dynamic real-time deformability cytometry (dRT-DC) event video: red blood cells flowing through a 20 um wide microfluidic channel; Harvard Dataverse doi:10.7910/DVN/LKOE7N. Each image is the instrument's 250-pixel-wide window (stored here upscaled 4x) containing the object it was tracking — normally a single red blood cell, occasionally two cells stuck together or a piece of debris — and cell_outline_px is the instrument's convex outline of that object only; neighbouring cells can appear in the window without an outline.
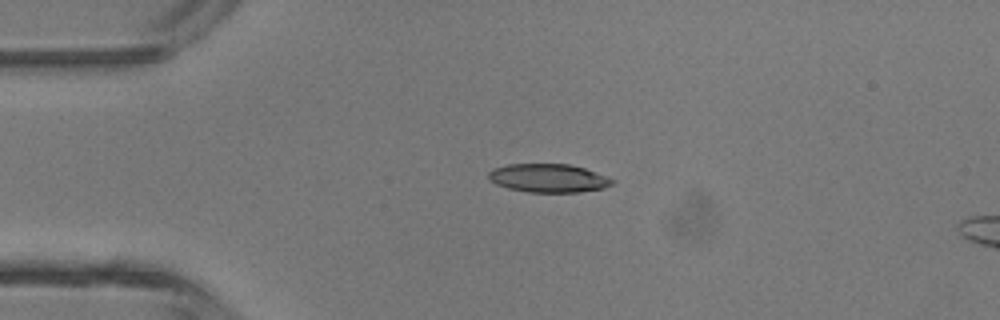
{"species": "common noctule bat (a hibernating species)", "species_latin": "Nyctalus noctula", "temperature_condition": "room temperature", "stored_images_in_passage": 6, "camera_frame_rate_fps": 3000, "um_per_image_px": 0.085, "animal": {"sex": "male", "body_mass_g": 13.3}, "frame": {"image": 1, "passage_image": 4, "time_ms": 1.0, "image_size_px": [1000, 320], "cell_outline_px": [[616, 180], [612, 184], [604, 188], [580, 192], [528, 192], [508, 188], [496, 184], [488, 180], [488, 172], [492, 168], [508, 164], [568, 164], [584, 168]], "centroid_in_image_um": [46.58, 15.14], "position_along_channel_um": 38.4, "area_um2": 20.58}}